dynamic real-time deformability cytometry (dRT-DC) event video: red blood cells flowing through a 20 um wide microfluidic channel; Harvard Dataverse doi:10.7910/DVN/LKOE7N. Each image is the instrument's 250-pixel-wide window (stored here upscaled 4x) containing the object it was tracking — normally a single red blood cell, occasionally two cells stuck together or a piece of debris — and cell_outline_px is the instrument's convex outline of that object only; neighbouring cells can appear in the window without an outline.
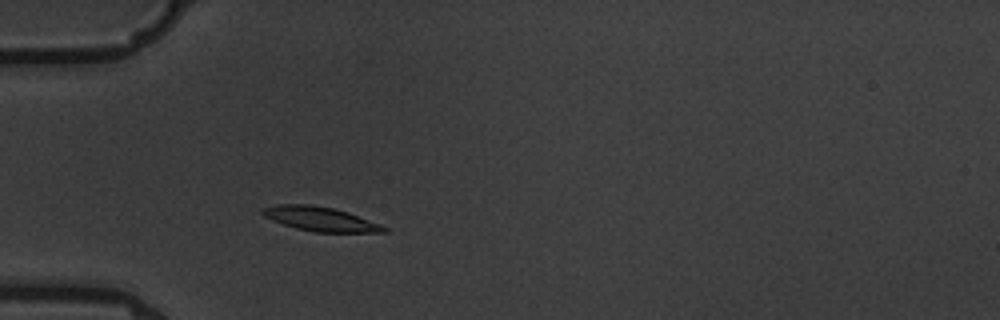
{"species": "common noctule bat (a hibernating species)", "species_latin": "Nyctalus noctula", "temperature_condition": "warm", "stored_images_in_passage": 3, "camera_frame_rate_fps": 3000, "um_per_image_px": 0.085, "animal": {"sex": "male", "body_mass_g": 19.5, "forearm_length_mm": 54.6}, "frame": {"image": 1, "passage_image": 3, "time_ms": 2.0, "image_size_px": [1000, 320], "cell_outline_px": [[388, 232], [312, 232], [296, 228], [284, 224], [264, 216], [260, 212], [260, 208], [280, 204], [308, 204], [332, 208], [348, 212], [380, 224], [388, 228]], "centroid_in_image_um": [27.22, 18.61], "position_along_channel_um": 57.8, "area_um2": 17.05}}